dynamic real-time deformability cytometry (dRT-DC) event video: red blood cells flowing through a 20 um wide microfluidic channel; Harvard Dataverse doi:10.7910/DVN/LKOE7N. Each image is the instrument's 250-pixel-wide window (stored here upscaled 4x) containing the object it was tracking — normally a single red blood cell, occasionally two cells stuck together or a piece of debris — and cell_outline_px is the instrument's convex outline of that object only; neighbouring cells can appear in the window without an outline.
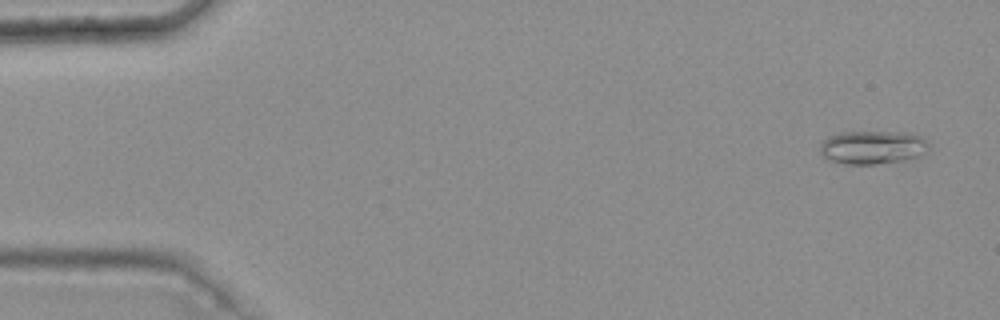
{"species": "common noctule bat (a hibernating species)", "species_latin": "Nyctalus noctula", "temperature_condition": "warm", "stored_images_in_passage": 5, "camera_frame_rate_fps": 3000, "um_per_image_px": 0.085, "animal": {"sex": "female", "body_mass_g": 25.1}, "frame": {"image": 1, "passage_image": 1, "time_ms": 0.0, "image_size_px": [1000, 320], "cell_outline_px": [[932, 144], [928, 152], [920, 156], [904, 160], [876, 164], [844, 164], [824, 160], [820, 152], [820, 144], [828, 136], [840, 132], [904, 132], [924, 136]], "centroid_in_image_um": [74.21, 12.52], "position_along_channel_um": 10.8, "area_um2": 21.85}}